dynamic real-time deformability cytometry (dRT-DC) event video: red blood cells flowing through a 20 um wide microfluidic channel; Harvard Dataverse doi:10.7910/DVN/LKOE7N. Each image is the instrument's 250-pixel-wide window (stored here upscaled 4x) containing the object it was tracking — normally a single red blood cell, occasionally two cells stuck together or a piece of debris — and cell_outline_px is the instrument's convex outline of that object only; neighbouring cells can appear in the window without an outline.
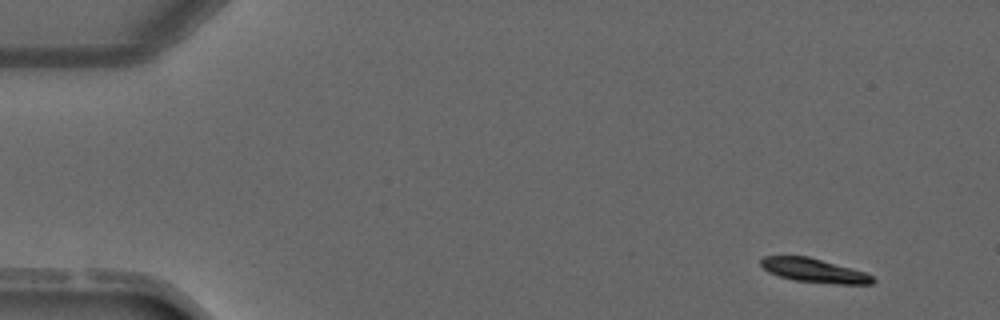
{"species": "common noctule bat (a hibernating species)", "species_latin": "Nyctalus noctula", "temperature_condition": "warm", "stored_images_in_passage": 4, "camera_frame_rate_fps": 3000, "um_per_image_px": 0.085, "animal": {"sex": "male", "forearm_length_mm": 52.5}, "frame": {"image": 1, "passage_image": 1, "time_ms": 0.0, "image_size_px": [1000, 320], "cell_outline_px": [[876, 280], [872, 284], [836, 284], [792, 280], [768, 272], [760, 264], [760, 260], [764, 256], [808, 256], [852, 268], [864, 272], [872, 276]], "centroid_in_image_um": [69.2, 22.99], "position_along_channel_um": 15.8, "area_um2": 15.61}}